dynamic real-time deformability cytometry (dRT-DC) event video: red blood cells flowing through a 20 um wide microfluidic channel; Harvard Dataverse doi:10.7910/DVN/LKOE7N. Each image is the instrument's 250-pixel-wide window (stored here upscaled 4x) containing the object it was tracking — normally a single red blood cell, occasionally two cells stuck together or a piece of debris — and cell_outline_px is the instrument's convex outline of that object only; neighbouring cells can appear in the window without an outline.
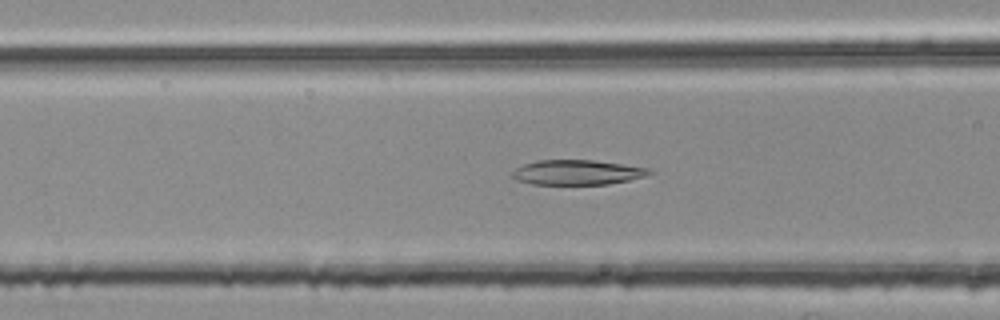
{"species": "common noctule bat (a hibernating species)", "species_latin": "Nyctalus noctula", "temperature_condition": "room temperature", "stored_images_in_passage": 39, "camera_frame_rate_fps": 3000, "um_per_image_px": 0.085, "animal": {"sex": "female", "body_mass_g": 25.1}, "frame": {"image": 1, "passage_image": 7, "time_ms": 2.0, "image_size_px": [1000, 320], "cell_outline_px": [[656, 172], [648, 176], [608, 184], [532, 184], [516, 180], [512, 176], [512, 172], [516, 168], [524, 164], [536, 160], [592, 160], [648, 168]], "centroid_in_image_um": [49.07, 14.65], "position_along_channel_um": 117.5, "area_um2": 19.83}}
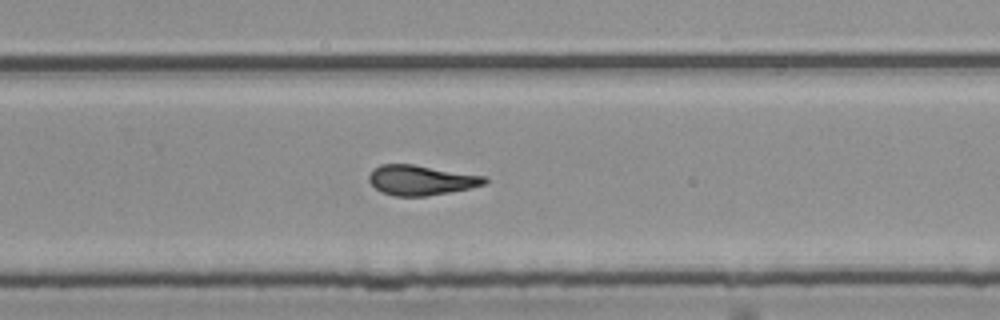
{"frame": {"image": 2, "passage_image": 21, "time_ms": 6.667, "image_size_px": [1000, 320], "cell_outline_px": [[488, 184], [448, 192], [424, 196], [396, 196], [380, 192], [368, 180], [368, 176], [380, 164], [412, 164], [488, 176]], "centroid_in_image_um": [35.83, 15.31], "position_along_channel_um": 294.0, "area_um2": 20.17}}
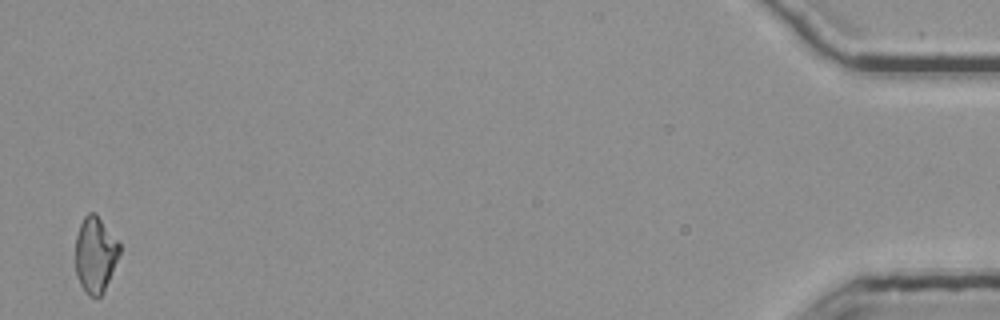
{"frame": {"image": 3, "passage_image": 39, "time_ms": 12.667, "image_size_px": [1000, 320], "cell_outline_px": [[120, 252], [104, 292], [96, 300], [88, 296], [80, 284], [76, 276], [76, 236], [80, 224], [84, 216], [88, 212], [96, 212], [120, 244]], "centroid_in_image_um": [8.09, 21.66], "position_along_channel_um": 427.1, "area_um2": 19.65}, "authors_computed_cell_mechanics": {"area_um2": 20.1722, "velocity_mm_per_s": 3.7923, "shape_relaxation_time_tau1_ms": null, "shape_relaxation_time_tau2_ms": 2.2014, "deformation_change_tau1": null, "deformation_change_tau2": 0.1052}}